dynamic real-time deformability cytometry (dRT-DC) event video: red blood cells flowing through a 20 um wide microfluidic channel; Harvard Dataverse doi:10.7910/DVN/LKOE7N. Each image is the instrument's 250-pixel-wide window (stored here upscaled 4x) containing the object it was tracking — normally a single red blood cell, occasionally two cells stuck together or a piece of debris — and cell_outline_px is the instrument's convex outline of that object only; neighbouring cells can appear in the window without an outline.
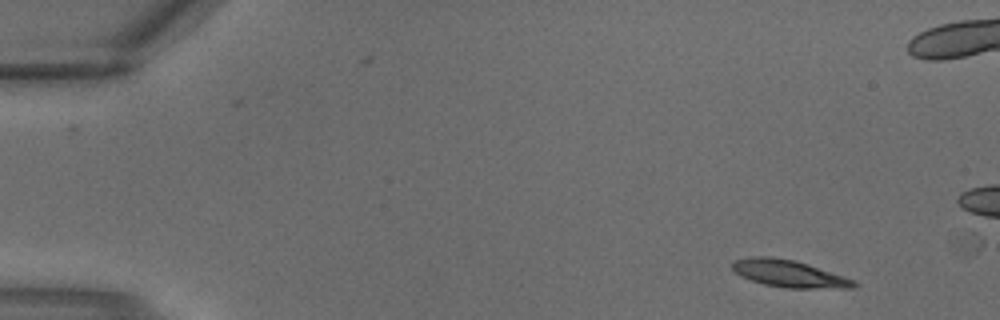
{"species": "common noctule bat (a hibernating species)", "species_latin": "Nyctalus noctula", "temperature_condition": "warm", "stored_images_in_passage": 3, "camera_frame_rate_fps": 3000, "um_per_image_px": 0.085, "animal": {"sex": "male", "body_mass_g": 18.8}, "frame": {"image": 1, "passage_image": 1, "time_ms": 0.0, "image_size_px": [1000, 320], "cell_outline_px": [[860, 284], [856, 288], [784, 288], [764, 284], [740, 276], [732, 268], [732, 264], [736, 260], [752, 256], [768, 256], [792, 260], [808, 264], [856, 280]], "centroid_in_image_um": [67.12, 23.27], "position_along_channel_um": 17.9, "area_um2": 19.19}}